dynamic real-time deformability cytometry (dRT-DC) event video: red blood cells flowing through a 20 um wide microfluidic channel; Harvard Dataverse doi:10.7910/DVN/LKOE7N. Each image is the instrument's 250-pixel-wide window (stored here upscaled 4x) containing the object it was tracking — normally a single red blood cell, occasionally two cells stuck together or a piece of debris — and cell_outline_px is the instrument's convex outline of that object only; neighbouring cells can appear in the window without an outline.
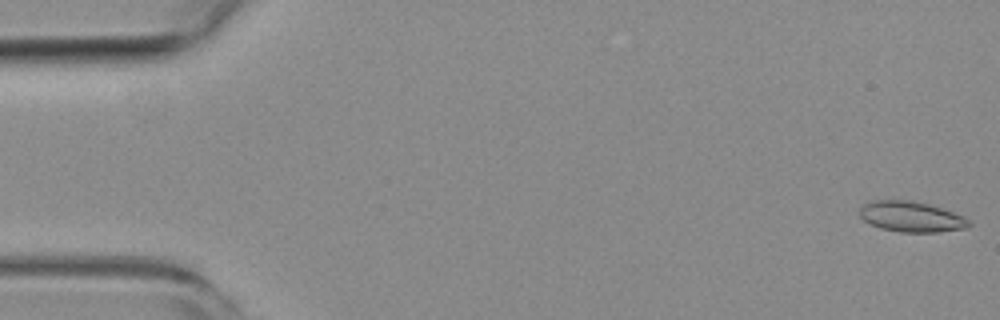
{"species": "common noctule bat (a hibernating species)", "species_latin": "Nyctalus noctula", "temperature_condition": "room temperature", "stored_images_in_passage": 53, "camera_frame_rate_fps": 3000, "um_per_image_px": 0.085, "animal": {"sex": "female", "body_mass_g": 19.3, "forearm_length_mm": 54.1}, "frame": {"image": 1, "passage_image": 1, "time_ms": 0.0, "image_size_px": [1000, 320], "cell_outline_px": [[972, 224], [968, 228], [940, 232], [900, 232], [880, 228], [868, 224], [860, 216], [860, 208], [864, 204], [872, 200], [912, 200], [928, 204], [964, 216]], "centroid_in_image_um": [77.45, 18.43], "position_along_channel_um": 7.5, "area_um2": 19.54}}
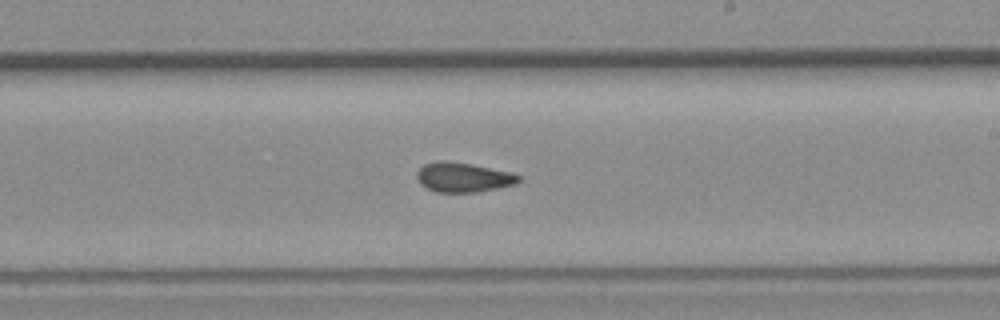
{"frame": {"image": 2, "passage_image": 31, "time_ms": 10.0, "image_size_px": [1000, 320], "cell_outline_px": [[520, 180], [516, 184], [476, 192], [436, 192], [420, 184], [416, 176], [416, 172], [424, 164], [436, 160], [444, 160], [468, 164], [512, 172], [520, 176]], "centroid_in_image_um": [39.34, 15.07], "position_along_channel_um": 249.7, "area_um2": 17.46}}
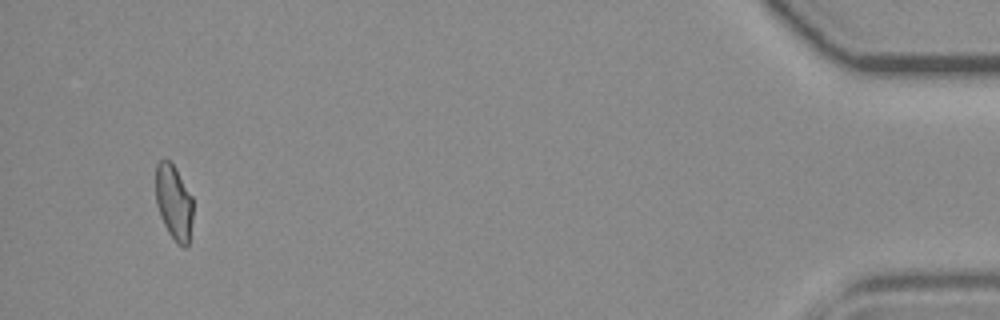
{"frame": {"image": 3, "passage_image": 51, "time_ms": 16.667, "image_size_px": [1000, 320], "cell_outline_px": [[192, 220], [188, 244], [184, 248], [176, 244], [168, 232], [160, 216], [156, 204], [156, 164], [160, 160], [168, 160], [176, 168], [192, 196]], "centroid_in_image_um": [14.77, 17.21], "position_along_channel_um": 420.4, "area_um2": 16.36}, "authors_computed_cell_mechanics": {"area_um2": 17.8024, "velocity_mm_per_s": 3.8192, "shape_relaxation_time_tau1_ms": null, "shape_relaxation_time_tau2_ms": 1.5769, "deformation_change_tau1": null, "deformation_change_tau2": 0.0808}}